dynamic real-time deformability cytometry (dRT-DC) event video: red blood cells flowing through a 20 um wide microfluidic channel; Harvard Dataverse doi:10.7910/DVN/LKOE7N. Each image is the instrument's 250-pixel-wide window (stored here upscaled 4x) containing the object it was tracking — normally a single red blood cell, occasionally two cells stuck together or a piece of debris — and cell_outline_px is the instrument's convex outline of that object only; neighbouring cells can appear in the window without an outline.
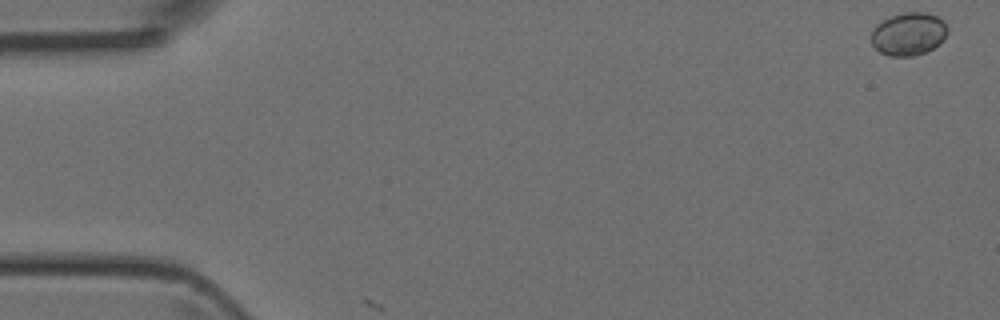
{"species": "Egyptian fruit bat (a non-hibernating species)", "species_latin": "Rousettus aegyptiacus", "temperature_condition": "room temperature", "stored_images_in_passage": 3, "camera_frame_rate_fps": 3000, "um_per_image_px": 0.085, "animal": {"sex": "female"}, "frame": {"image": 1, "passage_image": 1, "time_ms": 0.0, "image_size_px": [1000, 320], "cell_outline_px": [[948, 32], [940, 44], [924, 52], [912, 56], [888, 56], [880, 52], [872, 44], [872, 28], [876, 24], [892, 16], [904, 12], [924, 12], [936, 16], [944, 20], [948, 28]], "centroid_in_image_um": [77.24, 2.88], "position_along_channel_um": 7.8, "area_um2": 19.07}}